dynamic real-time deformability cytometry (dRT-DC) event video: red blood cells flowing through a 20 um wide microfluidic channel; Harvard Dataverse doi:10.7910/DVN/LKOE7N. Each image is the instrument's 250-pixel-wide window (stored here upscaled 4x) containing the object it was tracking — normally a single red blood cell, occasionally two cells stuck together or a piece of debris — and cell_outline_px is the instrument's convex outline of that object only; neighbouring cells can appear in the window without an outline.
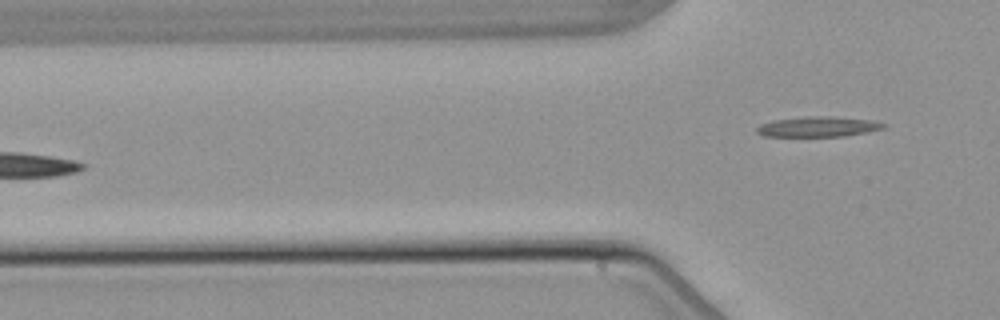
{"species": "common noctule bat (a hibernating species)", "species_latin": "Nyctalus noctula", "temperature_condition": "warm", "stored_images_in_passage": 6, "camera_frame_rate_fps": 3000, "um_per_image_px": 0.085, "animal": {"sex": "male", "body_mass_g": 21.5, "forearm_length_mm": 52.0}, "frame": {"image": 1, "passage_image": 6, "time_ms": 7.0, "image_size_px": [1000, 320], "cell_outline_px": [[888, 124], [884, 128], [868, 132], [844, 136], [764, 136], [756, 132], [756, 128], [760, 124], [772, 120], [808, 116], [832, 116], [872, 120]], "centroid_in_image_um": [69.55, 10.76], "position_along_channel_um": 56.3, "area_um2": 15.03}}